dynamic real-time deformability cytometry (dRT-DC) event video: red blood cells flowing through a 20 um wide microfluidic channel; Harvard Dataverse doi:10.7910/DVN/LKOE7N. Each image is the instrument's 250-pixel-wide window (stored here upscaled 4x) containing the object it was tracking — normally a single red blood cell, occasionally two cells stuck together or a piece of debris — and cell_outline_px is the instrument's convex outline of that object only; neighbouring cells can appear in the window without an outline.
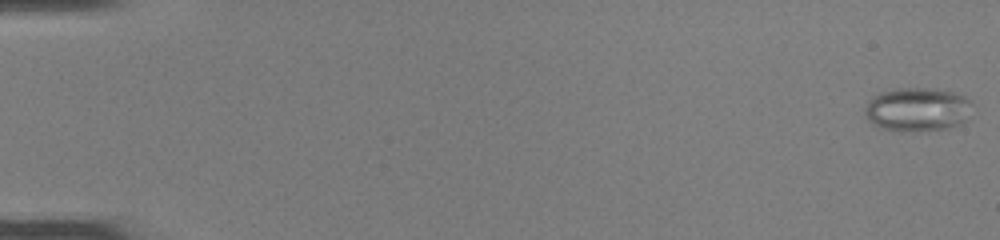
{"species": "common noctule bat (a hibernating species)", "species_latin": "Nyctalus noctula", "temperature_condition": "room temperature", "stored_images_in_passage": 50, "camera_frame_rate_fps": 3000, "um_per_image_px": 0.085, "animal": {"sex": "female", "body_mass_g": 22.0, "forearm_length_mm": 56.7}, "frame": {"image": 1, "passage_image": 1, "time_ms": 0.0, "image_size_px": [1000, 240], "cell_outline_px": [[968, 120], [960, 124], [948, 128], [884, 128], [872, 124], [868, 120], [864, 112], [864, 108], [868, 100], [880, 92], [900, 88], [928, 88], [952, 92], [964, 96], [968, 100]], "centroid_in_image_um": [77.94, 9.25], "position_along_channel_um": 7.1, "area_um2": 26.24}}
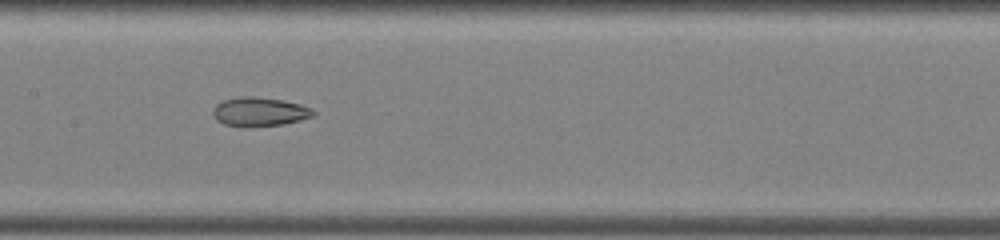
{"frame": {"image": 2, "passage_image": 26, "time_ms": 8.333, "image_size_px": [1000, 240], "cell_outline_px": [[316, 112], [312, 116], [300, 120], [284, 124], [248, 128], [240, 128], [224, 124], [216, 120], [212, 112], [216, 104], [224, 100], [244, 96], [252, 96], [280, 100], [300, 104], [312, 108]], "centroid_in_image_um": [22.04, 9.53], "position_along_channel_um": 185.4, "area_um2": 17.11}}
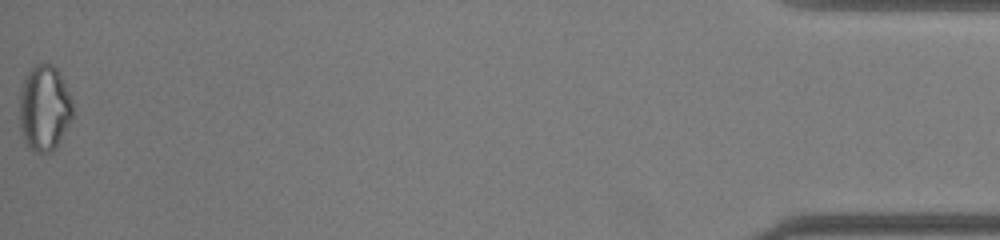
{"frame": {"image": 3, "passage_image": 50, "time_ms": 16.333, "image_size_px": [1000, 240], "cell_outline_px": [[72, 120], [56, 148], [52, 152], [36, 152], [28, 148], [24, 144], [20, 128], [20, 88], [28, 72], [36, 64], [52, 64], [56, 68], [72, 100]], "centroid_in_image_um": [3.76, 9.24], "position_along_channel_um": 431.4, "area_um2": 26.65}, "authors_computed_cell_mechanics": {"area_um2": 21.675, "velocity_mm_per_s": 4.149, "shape_relaxation_time_tau1_ms": null, "shape_relaxation_time_tau2_ms": 2.9557, "deformation_change_tau1": null, "deformation_change_tau2": 0.0964}}